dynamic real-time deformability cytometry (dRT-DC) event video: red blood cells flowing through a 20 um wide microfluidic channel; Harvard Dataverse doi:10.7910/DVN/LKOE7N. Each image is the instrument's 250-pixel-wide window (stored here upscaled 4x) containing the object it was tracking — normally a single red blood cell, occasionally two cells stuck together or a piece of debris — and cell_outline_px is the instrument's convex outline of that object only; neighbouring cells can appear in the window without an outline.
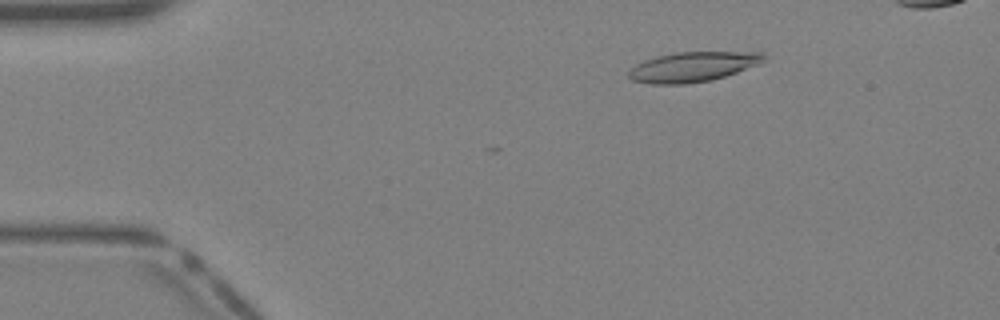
{"species": "Egyptian fruit bat (a non-hibernating species)", "species_latin": "Rousettus aegyptiacus", "temperature_condition": "warm", "stored_images_in_passage": 33, "camera_frame_rate_fps": 3000, "um_per_image_px": 0.085, "animal": {"sex": "female"}, "frame": {"image": 1, "passage_image": 7, "time_ms": 2.0, "image_size_px": [1000, 320], "cell_outline_px": [[764, 60], [756, 64], [736, 72], [712, 80], [684, 84], [652, 84], [632, 80], [628, 76], [628, 72], [636, 64], [644, 60], [676, 52], [764, 52]], "centroid_in_image_um": [58.85, 5.68], "position_along_channel_um": 26.2, "area_um2": 23.18}}
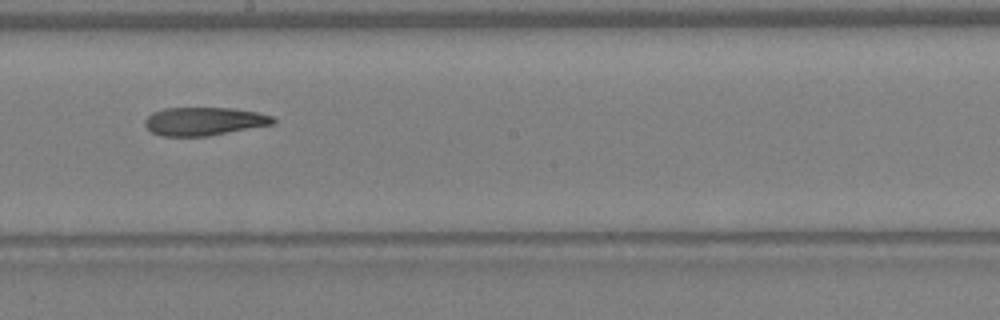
{"frame": {"image": 2, "passage_image": 23, "time_ms": 7.333, "image_size_px": [1000, 320], "cell_outline_px": [[276, 124], [208, 136], [160, 136], [152, 132], [144, 124], [144, 120], [152, 112], [164, 108], [228, 108], [256, 112], [272, 116], [276, 120]], "centroid_in_image_um": [17.35, 10.32], "position_along_channel_um": 230.9, "area_um2": 21.15}}
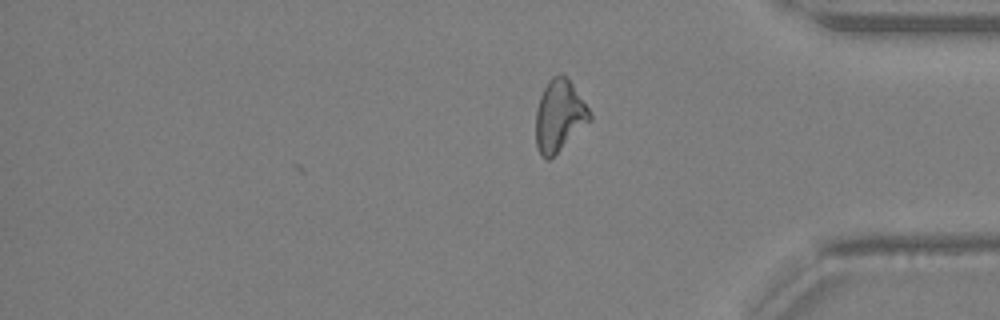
{"frame": {"image": 3, "passage_image": 33, "time_ms": 10.667, "image_size_px": [1000, 320], "cell_outline_px": [[592, 120], [548, 160], [540, 156], [536, 148], [536, 112], [540, 96], [548, 80], [552, 76], [560, 72], [572, 84], [588, 108], [592, 116]], "centroid_in_image_um": [47.52, 9.84], "position_along_channel_um": 387.7, "area_um2": 22.31}}